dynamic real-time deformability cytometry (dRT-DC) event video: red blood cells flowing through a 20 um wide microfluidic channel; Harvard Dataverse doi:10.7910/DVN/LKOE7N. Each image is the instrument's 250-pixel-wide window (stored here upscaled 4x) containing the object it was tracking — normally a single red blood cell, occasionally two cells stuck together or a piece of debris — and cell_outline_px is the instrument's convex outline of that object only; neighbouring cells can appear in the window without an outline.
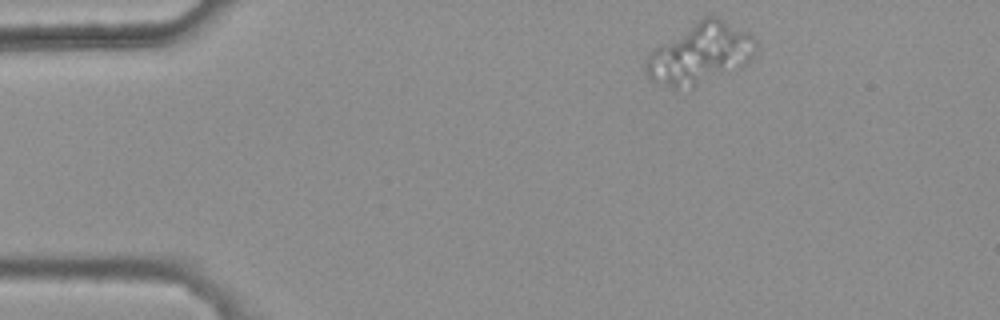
{"species": "common noctule bat (a hibernating species)", "species_latin": "Nyctalus noctula", "temperature_condition": "warm", "stored_images_in_passage": 42, "camera_frame_rate_fps": 3000, "um_per_image_px": 0.085, "animal": {"sex": "female", "body_mass_g": 25.1}, "frame": {"image": 1, "passage_image": 1, "time_ms": 0.0, "image_size_px": [1000, 320], "cell_outline_px": [[756, 48], [752, 56], [744, 64], [696, 84], [676, 88], [672, 88], [660, 84], [652, 80], [644, 72], [644, 64], [648, 52], [652, 48], [704, 16], [716, 16], [752, 32], [756, 40]], "centroid_in_image_um": [59.47, 4.49], "position_along_channel_um": 25.5, "area_um2": 38.38}}
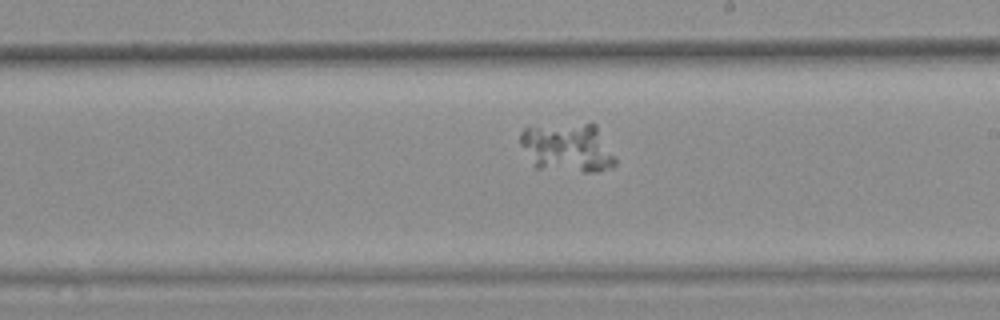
{"frame": {"image": 2, "passage_image": 24, "time_ms": 7.667, "image_size_px": [1000, 320], "cell_outline_px": [[616, 164], [612, 168], [600, 172], [584, 172], [536, 168], [520, 144], [520, 132], [528, 124], [592, 120], [596, 124], [616, 160]], "centroid_in_image_um": [48.22, 12.46], "position_along_channel_um": 240.8, "area_um2": 28.55}}
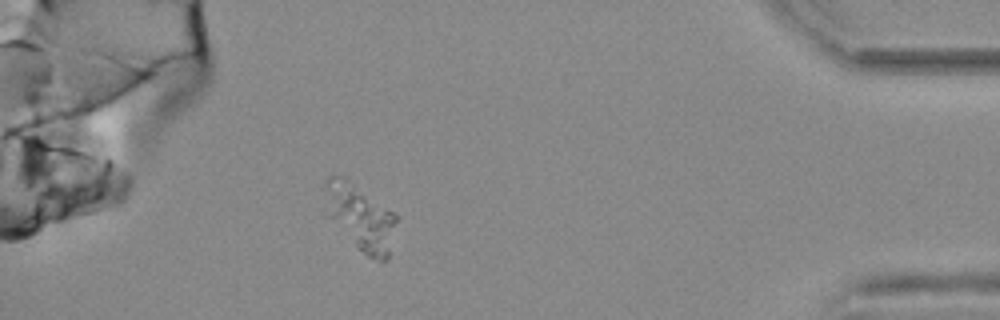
{"frame": {"image": 3, "passage_image": 41, "time_ms": 13.333, "image_size_px": [1000, 320], "cell_outline_px": [[396, 220], [388, 260], [380, 260], [368, 256], [356, 248], [324, 216], [352, 184], [396, 212]], "centroid_in_image_um": [30.96, 18.91], "position_along_channel_um": 404.2, "area_um2": 23.35}}